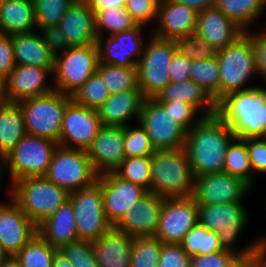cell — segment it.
Listing matches in <instances>:
<instances>
[{
	"label": "cell",
	"instance_id": "obj_1",
	"mask_svg": "<svg viewBox=\"0 0 266 267\" xmlns=\"http://www.w3.org/2000/svg\"><path fill=\"white\" fill-rule=\"evenodd\" d=\"M235 137L217 114L204 116L195 124L184 144L194 177L223 172L226 150Z\"/></svg>",
	"mask_w": 266,
	"mask_h": 267
},
{
	"label": "cell",
	"instance_id": "obj_2",
	"mask_svg": "<svg viewBox=\"0 0 266 267\" xmlns=\"http://www.w3.org/2000/svg\"><path fill=\"white\" fill-rule=\"evenodd\" d=\"M239 139L266 138V88L236 91L217 103L216 113Z\"/></svg>",
	"mask_w": 266,
	"mask_h": 267
},
{
	"label": "cell",
	"instance_id": "obj_3",
	"mask_svg": "<svg viewBox=\"0 0 266 267\" xmlns=\"http://www.w3.org/2000/svg\"><path fill=\"white\" fill-rule=\"evenodd\" d=\"M197 205L199 223L218 235L223 251L245 257L266 245V236H263L241 250L234 249L239 235H242L249 222L243 202Z\"/></svg>",
	"mask_w": 266,
	"mask_h": 267
},
{
	"label": "cell",
	"instance_id": "obj_4",
	"mask_svg": "<svg viewBox=\"0 0 266 267\" xmlns=\"http://www.w3.org/2000/svg\"><path fill=\"white\" fill-rule=\"evenodd\" d=\"M150 162V192L162 197L192 196L195 177L184 147L156 150Z\"/></svg>",
	"mask_w": 266,
	"mask_h": 267
},
{
	"label": "cell",
	"instance_id": "obj_5",
	"mask_svg": "<svg viewBox=\"0 0 266 267\" xmlns=\"http://www.w3.org/2000/svg\"><path fill=\"white\" fill-rule=\"evenodd\" d=\"M7 194L36 226L69 199V193L65 189L45 177L19 179L10 185Z\"/></svg>",
	"mask_w": 266,
	"mask_h": 267
},
{
	"label": "cell",
	"instance_id": "obj_6",
	"mask_svg": "<svg viewBox=\"0 0 266 267\" xmlns=\"http://www.w3.org/2000/svg\"><path fill=\"white\" fill-rule=\"evenodd\" d=\"M57 146L55 141L26 134L0 161V180L8 170L11 184L26 177H44Z\"/></svg>",
	"mask_w": 266,
	"mask_h": 267
},
{
	"label": "cell",
	"instance_id": "obj_7",
	"mask_svg": "<svg viewBox=\"0 0 266 267\" xmlns=\"http://www.w3.org/2000/svg\"><path fill=\"white\" fill-rule=\"evenodd\" d=\"M71 96L53 90L51 93L19 101L26 134L59 142L63 118Z\"/></svg>",
	"mask_w": 266,
	"mask_h": 267
},
{
	"label": "cell",
	"instance_id": "obj_8",
	"mask_svg": "<svg viewBox=\"0 0 266 267\" xmlns=\"http://www.w3.org/2000/svg\"><path fill=\"white\" fill-rule=\"evenodd\" d=\"M216 56L219 62L220 100L233 92L258 86L246 85L257 74L250 37L246 32L218 50Z\"/></svg>",
	"mask_w": 266,
	"mask_h": 267
},
{
	"label": "cell",
	"instance_id": "obj_9",
	"mask_svg": "<svg viewBox=\"0 0 266 267\" xmlns=\"http://www.w3.org/2000/svg\"><path fill=\"white\" fill-rule=\"evenodd\" d=\"M149 37L136 65L137 83L145 99H154L170 82L169 65L177 49L174 40Z\"/></svg>",
	"mask_w": 266,
	"mask_h": 267
},
{
	"label": "cell",
	"instance_id": "obj_10",
	"mask_svg": "<svg viewBox=\"0 0 266 267\" xmlns=\"http://www.w3.org/2000/svg\"><path fill=\"white\" fill-rule=\"evenodd\" d=\"M98 64L97 44L70 46L63 54L54 58V89L71 96L97 72Z\"/></svg>",
	"mask_w": 266,
	"mask_h": 267
},
{
	"label": "cell",
	"instance_id": "obj_11",
	"mask_svg": "<svg viewBox=\"0 0 266 267\" xmlns=\"http://www.w3.org/2000/svg\"><path fill=\"white\" fill-rule=\"evenodd\" d=\"M44 177L70 194L92 186L97 181L98 174L86 150L58 145Z\"/></svg>",
	"mask_w": 266,
	"mask_h": 267
},
{
	"label": "cell",
	"instance_id": "obj_12",
	"mask_svg": "<svg viewBox=\"0 0 266 267\" xmlns=\"http://www.w3.org/2000/svg\"><path fill=\"white\" fill-rule=\"evenodd\" d=\"M68 200L73 206L79 240L94 242L112 226L104 213L101 183L98 179L88 188L71 192Z\"/></svg>",
	"mask_w": 266,
	"mask_h": 267
},
{
	"label": "cell",
	"instance_id": "obj_13",
	"mask_svg": "<svg viewBox=\"0 0 266 267\" xmlns=\"http://www.w3.org/2000/svg\"><path fill=\"white\" fill-rule=\"evenodd\" d=\"M155 150L184 147L187 131L155 99H145L138 121Z\"/></svg>",
	"mask_w": 266,
	"mask_h": 267
},
{
	"label": "cell",
	"instance_id": "obj_14",
	"mask_svg": "<svg viewBox=\"0 0 266 267\" xmlns=\"http://www.w3.org/2000/svg\"><path fill=\"white\" fill-rule=\"evenodd\" d=\"M198 222V205L192 196L164 197L154 237L162 243L181 244Z\"/></svg>",
	"mask_w": 266,
	"mask_h": 267
},
{
	"label": "cell",
	"instance_id": "obj_15",
	"mask_svg": "<svg viewBox=\"0 0 266 267\" xmlns=\"http://www.w3.org/2000/svg\"><path fill=\"white\" fill-rule=\"evenodd\" d=\"M252 186L244 179L227 173H214L196 177L192 197L196 204L244 202Z\"/></svg>",
	"mask_w": 266,
	"mask_h": 267
},
{
	"label": "cell",
	"instance_id": "obj_16",
	"mask_svg": "<svg viewBox=\"0 0 266 267\" xmlns=\"http://www.w3.org/2000/svg\"><path fill=\"white\" fill-rule=\"evenodd\" d=\"M102 123L95 109L67 103L58 145L86 150L101 129Z\"/></svg>",
	"mask_w": 266,
	"mask_h": 267
},
{
	"label": "cell",
	"instance_id": "obj_17",
	"mask_svg": "<svg viewBox=\"0 0 266 267\" xmlns=\"http://www.w3.org/2000/svg\"><path fill=\"white\" fill-rule=\"evenodd\" d=\"M101 183L104 213L107 221L115 226L148 191L126 181L114 172L98 175Z\"/></svg>",
	"mask_w": 266,
	"mask_h": 267
},
{
	"label": "cell",
	"instance_id": "obj_18",
	"mask_svg": "<svg viewBox=\"0 0 266 267\" xmlns=\"http://www.w3.org/2000/svg\"><path fill=\"white\" fill-rule=\"evenodd\" d=\"M143 27L137 25L129 31L99 37L97 39L99 62L120 67H136L145 46V41L143 44L141 37Z\"/></svg>",
	"mask_w": 266,
	"mask_h": 267
},
{
	"label": "cell",
	"instance_id": "obj_19",
	"mask_svg": "<svg viewBox=\"0 0 266 267\" xmlns=\"http://www.w3.org/2000/svg\"><path fill=\"white\" fill-rule=\"evenodd\" d=\"M53 69L16 65L12 72L3 80L6 102L18 103L27 98L51 93L54 85H48L46 79L53 75ZM49 75V76H48ZM47 83V84H46Z\"/></svg>",
	"mask_w": 266,
	"mask_h": 267
},
{
	"label": "cell",
	"instance_id": "obj_20",
	"mask_svg": "<svg viewBox=\"0 0 266 267\" xmlns=\"http://www.w3.org/2000/svg\"><path fill=\"white\" fill-rule=\"evenodd\" d=\"M9 198V203L0 202V243L8 256H15L38 232L37 226Z\"/></svg>",
	"mask_w": 266,
	"mask_h": 267
},
{
	"label": "cell",
	"instance_id": "obj_21",
	"mask_svg": "<svg viewBox=\"0 0 266 267\" xmlns=\"http://www.w3.org/2000/svg\"><path fill=\"white\" fill-rule=\"evenodd\" d=\"M86 153L98 175L115 171L125 159L124 127L102 126Z\"/></svg>",
	"mask_w": 266,
	"mask_h": 267
},
{
	"label": "cell",
	"instance_id": "obj_22",
	"mask_svg": "<svg viewBox=\"0 0 266 267\" xmlns=\"http://www.w3.org/2000/svg\"><path fill=\"white\" fill-rule=\"evenodd\" d=\"M164 197L148 192L115 225L132 237L154 236Z\"/></svg>",
	"mask_w": 266,
	"mask_h": 267
},
{
	"label": "cell",
	"instance_id": "obj_23",
	"mask_svg": "<svg viewBox=\"0 0 266 267\" xmlns=\"http://www.w3.org/2000/svg\"><path fill=\"white\" fill-rule=\"evenodd\" d=\"M198 13L174 0H160L157 28L152 27V35L168 40H175L193 32Z\"/></svg>",
	"mask_w": 266,
	"mask_h": 267
},
{
	"label": "cell",
	"instance_id": "obj_24",
	"mask_svg": "<svg viewBox=\"0 0 266 267\" xmlns=\"http://www.w3.org/2000/svg\"><path fill=\"white\" fill-rule=\"evenodd\" d=\"M69 46L97 44L95 15L84 0H75L58 25Z\"/></svg>",
	"mask_w": 266,
	"mask_h": 267
},
{
	"label": "cell",
	"instance_id": "obj_25",
	"mask_svg": "<svg viewBox=\"0 0 266 267\" xmlns=\"http://www.w3.org/2000/svg\"><path fill=\"white\" fill-rule=\"evenodd\" d=\"M193 32L200 34L216 51L224 49L244 33L215 7L198 13Z\"/></svg>",
	"mask_w": 266,
	"mask_h": 267
},
{
	"label": "cell",
	"instance_id": "obj_26",
	"mask_svg": "<svg viewBox=\"0 0 266 267\" xmlns=\"http://www.w3.org/2000/svg\"><path fill=\"white\" fill-rule=\"evenodd\" d=\"M144 100L138 87L110 95L97 109L102 126L125 127L134 117L138 123Z\"/></svg>",
	"mask_w": 266,
	"mask_h": 267
},
{
	"label": "cell",
	"instance_id": "obj_27",
	"mask_svg": "<svg viewBox=\"0 0 266 267\" xmlns=\"http://www.w3.org/2000/svg\"><path fill=\"white\" fill-rule=\"evenodd\" d=\"M133 237L111 226L93 243L98 267H130Z\"/></svg>",
	"mask_w": 266,
	"mask_h": 267
},
{
	"label": "cell",
	"instance_id": "obj_28",
	"mask_svg": "<svg viewBox=\"0 0 266 267\" xmlns=\"http://www.w3.org/2000/svg\"><path fill=\"white\" fill-rule=\"evenodd\" d=\"M37 232L57 249L65 244L80 241L72 203L67 200L55 213L37 226Z\"/></svg>",
	"mask_w": 266,
	"mask_h": 267
},
{
	"label": "cell",
	"instance_id": "obj_29",
	"mask_svg": "<svg viewBox=\"0 0 266 267\" xmlns=\"http://www.w3.org/2000/svg\"><path fill=\"white\" fill-rule=\"evenodd\" d=\"M154 99L157 102L185 101L192 104L203 116L217 113V103L214 99L191 79L169 82Z\"/></svg>",
	"mask_w": 266,
	"mask_h": 267
},
{
	"label": "cell",
	"instance_id": "obj_30",
	"mask_svg": "<svg viewBox=\"0 0 266 267\" xmlns=\"http://www.w3.org/2000/svg\"><path fill=\"white\" fill-rule=\"evenodd\" d=\"M37 31L33 0H6L0 5V33L7 35Z\"/></svg>",
	"mask_w": 266,
	"mask_h": 267
},
{
	"label": "cell",
	"instance_id": "obj_31",
	"mask_svg": "<svg viewBox=\"0 0 266 267\" xmlns=\"http://www.w3.org/2000/svg\"><path fill=\"white\" fill-rule=\"evenodd\" d=\"M16 65L54 68V57L38 31L12 35Z\"/></svg>",
	"mask_w": 266,
	"mask_h": 267
},
{
	"label": "cell",
	"instance_id": "obj_32",
	"mask_svg": "<svg viewBox=\"0 0 266 267\" xmlns=\"http://www.w3.org/2000/svg\"><path fill=\"white\" fill-rule=\"evenodd\" d=\"M26 135L22 111L17 103L0 106V161Z\"/></svg>",
	"mask_w": 266,
	"mask_h": 267
},
{
	"label": "cell",
	"instance_id": "obj_33",
	"mask_svg": "<svg viewBox=\"0 0 266 267\" xmlns=\"http://www.w3.org/2000/svg\"><path fill=\"white\" fill-rule=\"evenodd\" d=\"M215 8L245 32L266 10V0H216Z\"/></svg>",
	"mask_w": 266,
	"mask_h": 267
},
{
	"label": "cell",
	"instance_id": "obj_34",
	"mask_svg": "<svg viewBox=\"0 0 266 267\" xmlns=\"http://www.w3.org/2000/svg\"><path fill=\"white\" fill-rule=\"evenodd\" d=\"M223 172L244 179L254 187L256 179L251 168L246 139L235 137L230 142L225 153Z\"/></svg>",
	"mask_w": 266,
	"mask_h": 267
},
{
	"label": "cell",
	"instance_id": "obj_35",
	"mask_svg": "<svg viewBox=\"0 0 266 267\" xmlns=\"http://www.w3.org/2000/svg\"><path fill=\"white\" fill-rule=\"evenodd\" d=\"M181 246L190 257L222 251L218 235L199 222L185 234Z\"/></svg>",
	"mask_w": 266,
	"mask_h": 267
},
{
	"label": "cell",
	"instance_id": "obj_36",
	"mask_svg": "<svg viewBox=\"0 0 266 267\" xmlns=\"http://www.w3.org/2000/svg\"><path fill=\"white\" fill-rule=\"evenodd\" d=\"M190 79L206 90L216 103L220 101V75L217 56L192 61Z\"/></svg>",
	"mask_w": 266,
	"mask_h": 267
},
{
	"label": "cell",
	"instance_id": "obj_37",
	"mask_svg": "<svg viewBox=\"0 0 266 267\" xmlns=\"http://www.w3.org/2000/svg\"><path fill=\"white\" fill-rule=\"evenodd\" d=\"M58 250L37 233L15 257L22 267H52L54 255Z\"/></svg>",
	"mask_w": 266,
	"mask_h": 267
},
{
	"label": "cell",
	"instance_id": "obj_38",
	"mask_svg": "<svg viewBox=\"0 0 266 267\" xmlns=\"http://www.w3.org/2000/svg\"><path fill=\"white\" fill-rule=\"evenodd\" d=\"M97 72L105 82L110 95L138 87L136 67H120L99 62Z\"/></svg>",
	"mask_w": 266,
	"mask_h": 267
},
{
	"label": "cell",
	"instance_id": "obj_39",
	"mask_svg": "<svg viewBox=\"0 0 266 267\" xmlns=\"http://www.w3.org/2000/svg\"><path fill=\"white\" fill-rule=\"evenodd\" d=\"M96 32L99 37L112 36L116 33L129 31L137 26L131 14L123 8H111L95 15ZM105 32V33H103Z\"/></svg>",
	"mask_w": 266,
	"mask_h": 267
},
{
	"label": "cell",
	"instance_id": "obj_40",
	"mask_svg": "<svg viewBox=\"0 0 266 267\" xmlns=\"http://www.w3.org/2000/svg\"><path fill=\"white\" fill-rule=\"evenodd\" d=\"M150 168V156H136L125 158L113 172L120 178L141 186L150 192Z\"/></svg>",
	"mask_w": 266,
	"mask_h": 267
},
{
	"label": "cell",
	"instance_id": "obj_41",
	"mask_svg": "<svg viewBox=\"0 0 266 267\" xmlns=\"http://www.w3.org/2000/svg\"><path fill=\"white\" fill-rule=\"evenodd\" d=\"M162 245L154 236L133 237L130 267H158Z\"/></svg>",
	"mask_w": 266,
	"mask_h": 267
},
{
	"label": "cell",
	"instance_id": "obj_42",
	"mask_svg": "<svg viewBox=\"0 0 266 267\" xmlns=\"http://www.w3.org/2000/svg\"><path fill=\"white\" fill-rule=\"evenodd\" d=\"M110 93L98 72L71 95V99L84 107L97 110L108 98Z\"/></svg>",
	"mask_w": 266,
	"mask_h": 267
},
{
	"label": "cell",
	"instance_id": "obj_43",
	"mask_svg": "<svg viewBox=\"0 0 266 267\" xmlns=\"http://www.w3.org/2000/svg\"><path fill=\"white\" fill-rule=\"evenodd\" d=\"M75 0H33L37 30L58 26L62 16Z\"/></svg>",
	"mask_w": 266,
	"mask_h": 267
},
{
	"label": "cell",
	"instance_id": "obj_44",
	"mask_svg": "<svg viewBox=\"0 0 266 267\" xmlns=\"http://www.w3.org/2000/svg\"><path fill=\"white\" fill-rule=\"evenodd\" d=\"M155 151L150 138L139 122L136 127L132 128L130 125L124 127L125 158L151 156Z\"/></svg>",
	"mask_w": 266,
	"mask_h": 267
},
{
	"label": "cell",
	"instance_id": "obj_45",
	"mask_svg": "<svg viewBox=\"0 0 266 267\" xmlns=\"http://www.w3.org/2000/svg\"><path fill=\"white\" fill-rule=\"evenodd\" d=\"M179 53L187 56L191 61L210 59L216 56L217 51L197 33H189L187 36L174 40Z\"/></svg>",
	"mask_w": 266,
	"mask_h": 267
},
{
	"label": "cell",
	"instance_id": "obj_46",
	"mask_svg": "<svg viewBox=\"0 0 266 267\" xmlns=\"http://www.w3.org/2000/svg\"><path fill=\"white\" fill-rule=\"evenodd\" d=\"M59 250L73 267H98L91 241L80 240L65 244Z\"/></svg>",
	"mask_w": 266,
	"mask_h": 267
},
{
	"label": "cell",
	"instance_id": "obj_47",
	"mask_svg": "<svg viewBox=\"0 0 266 267\" xmlns=\"http://www.w3.org/2000/svg\"><path fill=\"white\" fill-rule=\"evenodd\" d=\"M166 111L175 118L187 132L197 124L204 116L199 114V111L190 103L185 101L178 102H158ZM199 114V116H198Z\"/></svg>",
	"mask_w": 266,
	"mask_h": 267
},
{
	"label": "cell",
	"instance_id": "obj_48",
	"mask_svg": "<svg viewBox=\"0 0 266 267\" xmlns=\"http://www.w3.org/2000/svg\"><path fill=\"white\" fill-rule=\"evenodd\" d=\"M160 0H126V10L137 25H148L157 21Z\"/></svg>",
	"mask_w": 266,
	"mask_h": 267
},
{
	"label": "cell",
	"instance_id": "obj_49",
	"mask_svg": "<svg viewBox=\"0 0 266 267\" xmlns=\"http://www.w3.org/2000/svg\"><path fill=\"white\" fill-rule=\"evenodd\" d=\"M191 257L188 256L181 244L163 243L158 267H190Z\"/></svg>",
	"mask_w": 266,
	"mask_h": 267
},
{
	"label": "cell",
	"instance_id": "obj_50",
	"mask_svg": "<svg viewBox=\"0 0 266 267\" xmlns=\"http://www.w3.org/2000/svg\"><path fill=\"white\" fill-rule=\"evenodd\" d=\"M37 31L54 58L63 54L70 47L59 26L39 28Z\"/></svg>",
	"mask_w": 266,
	"mask_h": 267
},
{
	"label": "cell",
	"instance_id": "obj_51",
	"mask_svg": "<svg viewBox=\"0 0 266 267\" xmlns=\"http://www.w3.org/2000/svg\"><path fill=\"white\" fill-rule=\"evenodd\" d=\"M245 32L250 37L257 76H261L260 78H263L266 82V30L253 33L249 29Z\"/></svg>",
	"mask_w": 266,
	"mask_h": 267
},
{
	"label": "cell",
	"instance_id": "obj_52",
	"mask_svg": "<svg viewBox=\"0 0 266 267\" xmlns=\"http://www.w3.org/2000/svg\"><path fill=\"white\" fill-rule=\"evenodd\" d=\"M246 146L254 176L266 174V138H248Z\"/></svg>",
	"mask_w": 266,
	"mask_h": 267
},
{
	"label": "cell",
	"instance_id": "obj_53",
	"mask_svg": "<svg viewBox=\"0 0 266 267\" xmlns=\"http://www.w3.org/2000/svg\"><path fill=\"white\" fill-rule=\"evenodd\" d=\"M236 258V255L223 250L207 255H196L191 257L190 267H229Z\"/></svg>",
	"mask_w": 266,
	"mask_h": 267
},
{
	"label": "cell",
	"instance_id": "obj_54",
	"mask_svg": "<svg viewBox=\"0 0 266 267\" xmlns=\"http://www.w3.org/2000/svg\"><path fill=\"white\" fill-rule=\"evenodd\" d=\"M15 67L12 35L0 33V79L4 80Z\"/></svg>",
	"mask_w": 266,
	"mask_h": 267
},
{
	"label": "cell",
	"instance_id": "obj_55",
	"mask_svg": "<svg viewBox=\"0 0 266 267\" xmlns=\"http://www.w3.org/2000/svg\"><path fill=\"white\" fill-rule=\"evenodd\" d=\"M192 61L176 51L169 65L170 82H182L190 79Z\"/></svg>",
	"mask_w": 266,
	"mask_h": 267
},
{
	"label": "cell",
	"instance_id": "obj_56",
	"mask_svg": "<svg viewBox=\"0 0 266 267\" xmlns=\"http://www.w3.org/2000/svg\"><path fill=\"white\" fill-rule=\"evenodd\" d=\"M94 15L98 12L111 9L125 7L126 0H84Z\"/></svg>",
	"mask_w": 266,
	"mask_h": 267
},
{
	"label": "cell",
	"instance_id": "obj_57",
	"mask_svg": "<svg viewBox=\"0 0 266 267\" xmlns=\"http://www.w3.org/2000/svg\"><path fill=\"white\" fill-rule=\"evenodd\" d=\"M175 2L185 5L197 13L202 12L206 9L214 8L216 5V0H174Z\"/></svg>",
	"mask_w": 266,
	"mask_h": 267
},
{
	"label": "cell",
	"instance_id": "obj_58",
	"mask_svg": "<svg viewBox=\"0 0 266 267\" xmlns=\"http://www.w3.org/2000/svg\"><path fill=\"white\" fill-rule=\"evenodd\" d=\"M229 267H254V253L245 257H237Z\"/></svg>",
	"mask_w": 266,
	"mask_h": 267
},
{
	"label": "cell",
	"instance_id": "obj_59",
	"mask_svg": "<svg viewBox=\"0 0 266 267\" xmlns=\"http://www.w3.org/2000/svg\"><path fill=\"white\" fill-rule=\"evenodd\" d=\"M52 267H73L68 258L58 250L53 258Z\"/></svg>",
	"mask_w": 266,
	"mask_h": 267
},
{
	"label": "cell",
	"instance_id": "obj_60",
	"mask_svg": "<svg viewBox=\"0 0 266 267\" xmlns=\"http://www.w3.org/2000/svg\"><path fill=\"white\" fill-rule=\"evenodd\" d=\"M254 267H266V245L254 252Z\"/></svg>",
	"mask_w": 266,
	"mask_h": 267
},
{
	"label": "cell",
	"instance_id": "obj_61",
	"mask_svg": "<svg viewBox=\"0 0 266 267\" xmlns=\"http://www.w3.org/2000/svg\"><path fill=\"white\" fill-rule=\"evenodd\" d=\"M0 267H22L15 256H9L6 260L0 263Z\"/></svg>",
	"mask_w": 266,
	"mask_h": 267
},
{
	"label": "cell",
	"instance_id": "obj_62",
	"mask_svg": "<svg viewBox=\"0 0 266 267\" xmlns=\"http://www.w3.org/2000/svg\"><path fill=\"white\" fill-rule=\"evenodd\" d=\"M6 102L5 96H4V86H3V80L0 79V106L3 105Z\"/></svg>",
	"mask_w": 266,
	"mask_h": 267
},
{
	"label": "cell",
	"instance_id": "obj_63",
	"mask_svg": "<svg viewBox=\"0 0 266 267\" xmlns=\"http://www.w3.org/2000/svg\"><path fill=\"white\" fill-rule=\"evenodd\" d=\"M8 254L4 251L1 243H0V263L8 258Z\"/></svg>",
	"mask_w": 266,
	"mask_h": 267
},
{
	"label": "cell",
	"instance_id": "obj_64",
	"mask_svg": "<svg viewBox=\"0 0 266 267\" xmlns=\"http://www.w3.org/2000/svg\"><path fill=\"white\" fill-rule=\"evenodd\" d=\"M6 0H0V5L3 4Z\"/></svg>",
	"mask_w": 266,
	"mask_h": 267
}]
</instances>
